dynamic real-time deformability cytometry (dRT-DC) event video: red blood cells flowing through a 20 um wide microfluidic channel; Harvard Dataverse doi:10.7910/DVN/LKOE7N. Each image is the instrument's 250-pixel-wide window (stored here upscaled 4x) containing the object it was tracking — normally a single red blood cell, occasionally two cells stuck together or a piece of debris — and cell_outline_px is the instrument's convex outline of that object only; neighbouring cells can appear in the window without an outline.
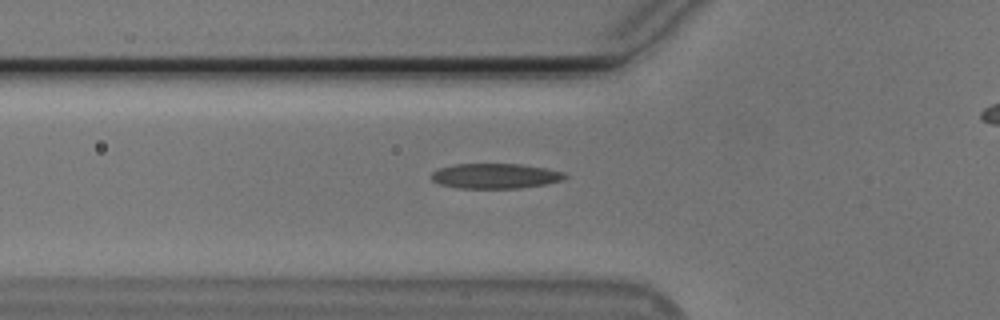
{"species": "Egyptian fruit bat (a non-hibernating species)", "species_latin": "Rousettus aegyptiacus", "temperature_condition": "cold", "stored_images_in_passage": 32, "camera_frame_rate_fps": 3000, "um_per_image_px": 0.085, "animal": {"sex": "male"}, "frame": {"image": 1, "passage_image": 3, "time_ms": 0.667, "image_size_px": [1000, 320], "cell_outline_px": [[568, 176], [564, 180], [548, 184], [520, 188], [456, 188], [440, 184], [432, 180], [432, 172], [440, 168], [456, 164], [520, 164], [544, 168], [564, 172]], "centroid_in_image_um": [42.14, 14.96], "position_along_channel_um": 83.7, "area_um2": 19.54}}
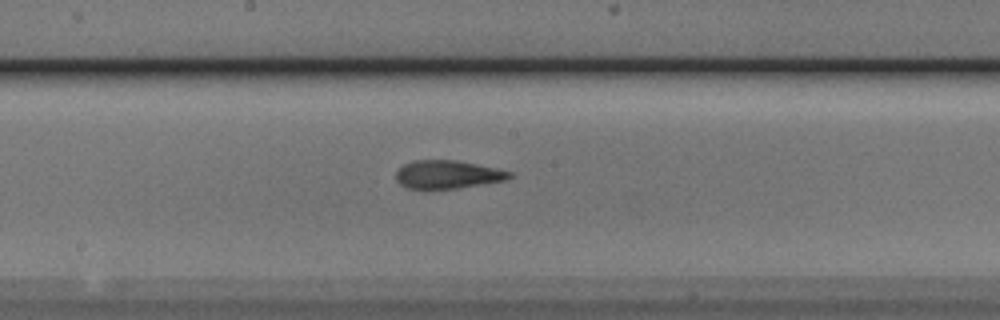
{"frame": {"image": 2, "passage_image": 13, "time_ms": 4.0, "image_size_px": [1000, 320], "cell_outline_px": [[512, 176], [504, 180], [456, 188], [424, 192], [408, 188], [400, 184], [396, 180], [396, 172], [404, 164], [416, 160], [456, 160], [476, 164], [512, 172]], "centroid_in_image_um": [37.96, 14.87], "position_along_channel_um": 210.2, "area_um2": 18.9}}
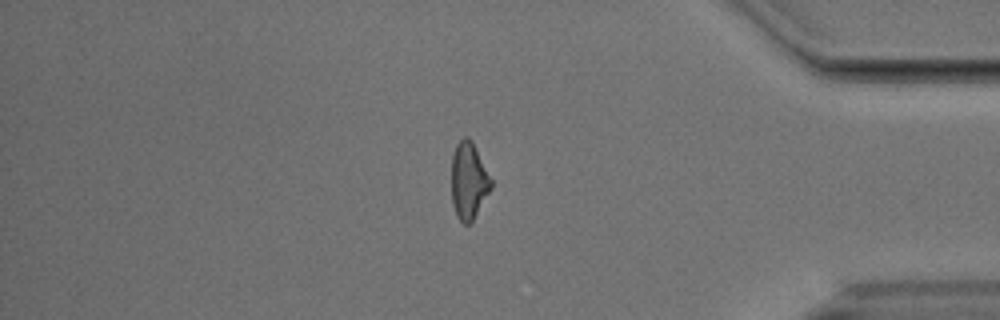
{"frame": {"image": 3, "passage_image": 30, "time_ms": 9.667, "image_size_px": [1000, 320], "cell_outline_px": [[492, 188], [472, 220], [468, 224], [464, 224], [456, 216], [452, 204], [452, 156], [456, 144], [464, 136], [468, 136], [472, 140], [492, 180]], "centroid_in_image_um": [39.83, 15.34], "position_along_channel_um": 395.4, "area_um2": 17.69}}